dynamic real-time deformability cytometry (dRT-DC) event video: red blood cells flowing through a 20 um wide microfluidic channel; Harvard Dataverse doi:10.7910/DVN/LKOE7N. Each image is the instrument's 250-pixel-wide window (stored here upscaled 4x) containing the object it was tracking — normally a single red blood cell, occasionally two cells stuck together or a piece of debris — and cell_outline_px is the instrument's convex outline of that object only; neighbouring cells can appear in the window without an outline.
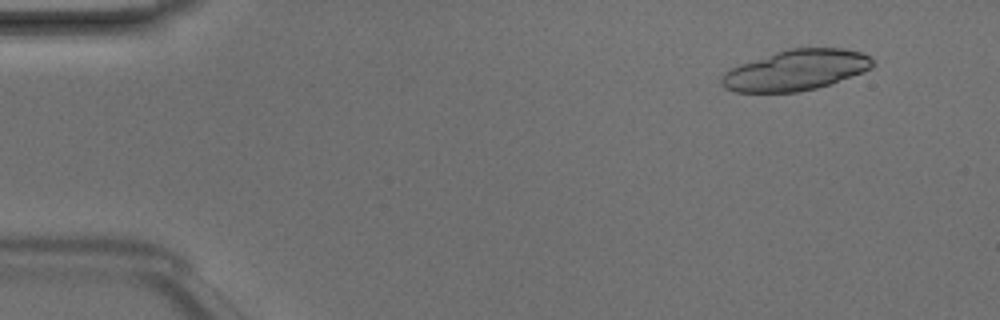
{"species": "Egyptian fruit bat (a non-hibernating species)", "species_latin": "Rousettus aegyptiacus", "temperature_condition": "room temperature", "stored_images_in_passage": 12, "camera_frame_rate_fps": 3000, "um_per_image_px": 0.085, "animal": {"sex": "male"}, "frame": {"image": 1, "passage_image": 4, "time_ms": 1.0, "image_size_px": [1000, 320], "cell_outline_px": [[876, 64], [872, 68], [832, 84], [816, 88], [796, 92], [736, 92], [724, 88], [720, 80], [724, 72], [740, 64], [788, 48], [844, 48], [860, 52], [868, 56]], "centroid_in_image_um": [67.66, 5.97], "position_along_channel_um": 17.3, "area_um2": 35.66}}